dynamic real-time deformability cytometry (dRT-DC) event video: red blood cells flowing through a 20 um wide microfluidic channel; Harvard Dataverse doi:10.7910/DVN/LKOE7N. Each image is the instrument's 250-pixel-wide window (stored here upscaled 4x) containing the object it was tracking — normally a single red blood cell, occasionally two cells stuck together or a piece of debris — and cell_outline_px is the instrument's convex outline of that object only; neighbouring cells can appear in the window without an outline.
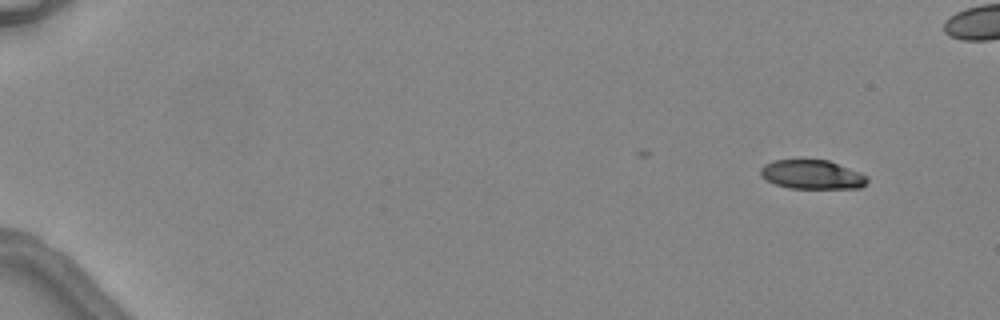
{"species": "common noctule bat (a hibernating species)", "species_latin": "Nyctalus noctula", "temperature_condition": "warm", "stored_images_in_passage": 5, "camera_frame_rate_fps": 3000, "um_per_image_px": 0.085, "animal": {"sex": "female", "body_mass_g": 24.6, "forearm_length_mm": 56.2}, "frame": {"image": 1, "passage_image": 1, "time_ms": 0.0, "image_size_px": [1000, 320], "cell_outline_px": [[868, 180], [860, 188], [788, 188], [776, 184], [760, 176], [760, 168], [764, 164], [772, 160], [828, 160], [860, 172], [868, 176]], "centroid_in_image_um": [69.01, 14.83], "position_along_channel_um": 16.0, "area_um2": 18.03}}